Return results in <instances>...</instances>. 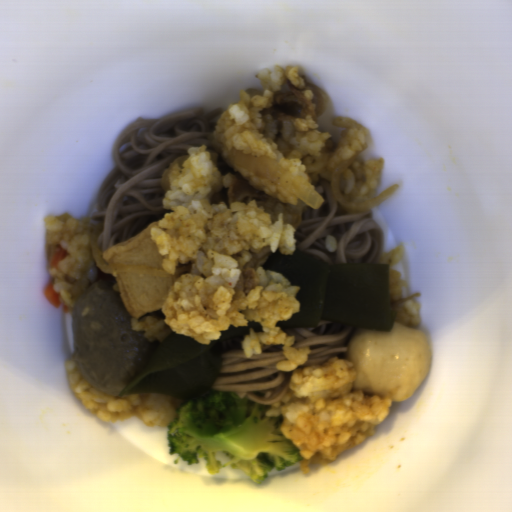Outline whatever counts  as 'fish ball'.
Masks as SVG:
<instances>
[{
  "label": "fish ball",
  "instance_id": "29854b86",
  "mask_svg": "<svg viewBox=\"0 0 512 512\" xmlns=\"http://www.w3.org/2000/svg\"><path fill=\"white\" fill-rule=\"evenodd\" d=\"M344 358L355 373L356 391L399 401L410 399L428 377L433 351L423 329L395 319L392 330L357 327L347 340Z\"/></svg>",
  "mask_w": 512,
  "mask_h": 512
},
{
  "label": "fish ball",
  "instance_id": "53f4d19a",
  "mask_svg": "<svg viewBox=\"0 0 512 512\" xmlns=\"http://www.w3.org/2000/svg\"><path fill=\"white\" fill-rule=\"evenodd\" d=\"M114 287L129 316L140 320L146 313L162 310L174 280L135 272H113Z\"/></svg>",
  "mask_w": 512,
  "mask_h": 512
},
{
  "label": "fish ball",
  "instance_id": "745d8928",
  "mask_svg": "<svg viewBox=\"0 0 512 512\" xmlns=\"http://www.w3.org/2000/svg\"><path fill=\"white\" fill-rule=\"evenodd\" d=\"M159 221L151 222L137 235L121 241L104 252L101 256L108 266L140 267L149 270H161L163 255L152 239L151 230L158 227Z\"/></svg>",
  "mask_w": 512,
  "mask_h": 512
}]
</instances>
